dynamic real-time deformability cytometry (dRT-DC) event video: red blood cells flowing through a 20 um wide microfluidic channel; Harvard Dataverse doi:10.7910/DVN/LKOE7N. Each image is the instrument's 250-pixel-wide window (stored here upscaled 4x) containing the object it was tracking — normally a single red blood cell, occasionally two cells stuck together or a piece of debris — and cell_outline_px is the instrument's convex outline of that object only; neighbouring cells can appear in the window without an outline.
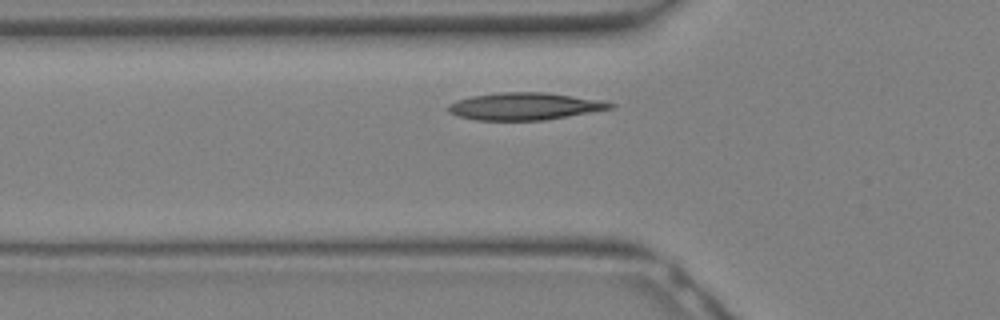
{"species": "Egyptian fruit bat (a non-hibernating species)", "species_latin": "Rousettus aegyptiacus", "temperature_condition": "warm", "stored_images_in_passage": 22, "camera_frame_rate_fps": 3000, "um_per_image_px": 0.085, "animal": {"sex": "female"}, "frame": {"image": 1, "passage_image": 2, "time_ms": 0.333, "image_size_px": [1000, 320], "cell_outline_px": [[616, 108], [544, 120], [476, 120], [456, 116], [448, 112], [448, 104], [456, 100], [472, 96], [500, 92], [548, 92], [600, 100], [616, 104]], "centroid_in_image_um": [44.6, 9.03], "position_along_channel_um": 81.2, "area_um2": 25.89}}
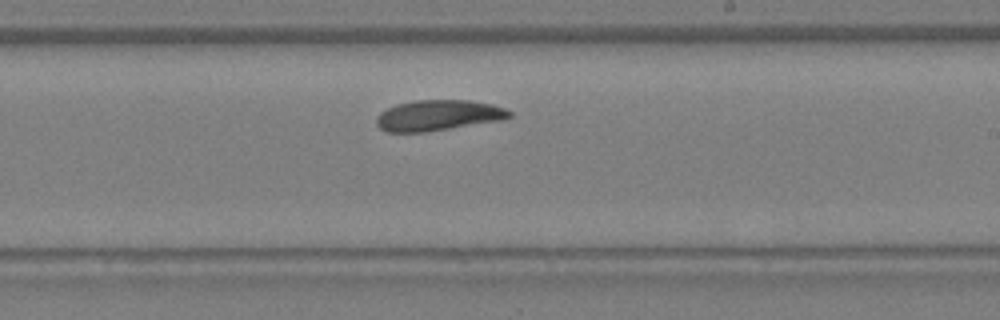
{"frame": {"image": 2, "passage_image": 10, "time_ms": 3.0, "image_size_px": [1000, 320], "cell_outline_px": [[512, 116], [504, 120], [424, 132], [388, 132], [380, 128], [376, 124], [376, 116], [380, 112], [396, 104], [416, 100], [468, 100], [492, 104], [504, 108], [512, 112]], "centroid_in_image_um": [37.25, 9.8], "position_along_channel_um": 251.7, "area_um2": 23.81}}
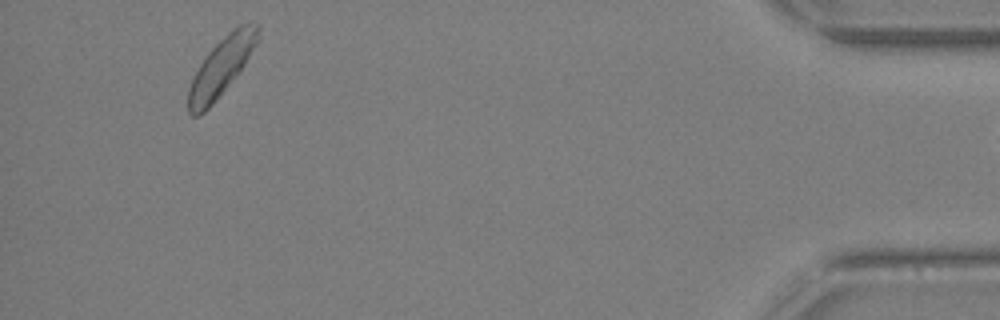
{"frame": {"image": 3, "passage_image": 21, "time_ms": 6.667, "image_size_px": [1000, 320], "cell_outline_px": [[260, 40], [244, 64], [216, 100], [204, 112], [196, 116], [192, 116], [188, 112], [188, 88], [204, 56], [232, 28], [248, 20], [256, 24], [260, 28]], "centroid_in_image_um": [18.84, 5.62], "position_along_channel_um": 416.4, "area_um2": 23.41}}